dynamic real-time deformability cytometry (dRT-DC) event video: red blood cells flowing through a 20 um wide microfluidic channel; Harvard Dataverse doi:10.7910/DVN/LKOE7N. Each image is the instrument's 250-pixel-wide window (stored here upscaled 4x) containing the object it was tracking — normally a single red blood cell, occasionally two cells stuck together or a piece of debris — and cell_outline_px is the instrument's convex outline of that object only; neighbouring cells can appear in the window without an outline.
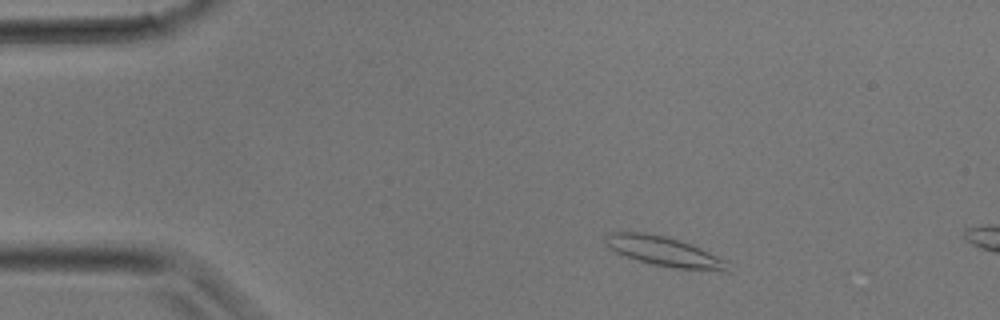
{"species": "common noctule bat (a hibernating species)", "species_latin": "Nyctalus noctula", "temperature_condition": "room temperature", "stored_images_in_passage": 2, "camera_frame_rate_fps": 3000, "um_per_image_px": 0.085, "animal": {"sex": "male", "body_mass_g": 17.9}, "frame": {"image": 1, "passage_image": 1, "time_ms": 0.0, "image_size_px": [1000, 320], "cell_outline_px": [[728, 272], [676, 268], [652, 264], [616, 252], [604, 240], [604, 236], [608, 232], [640, 232], [664, 236], [680, 240], [700, 248], [724, 260]], "centroid_in_image_um": [56.43, 21.36], "position_along_channel_um": 28.6, "area_um2": 20.52}}